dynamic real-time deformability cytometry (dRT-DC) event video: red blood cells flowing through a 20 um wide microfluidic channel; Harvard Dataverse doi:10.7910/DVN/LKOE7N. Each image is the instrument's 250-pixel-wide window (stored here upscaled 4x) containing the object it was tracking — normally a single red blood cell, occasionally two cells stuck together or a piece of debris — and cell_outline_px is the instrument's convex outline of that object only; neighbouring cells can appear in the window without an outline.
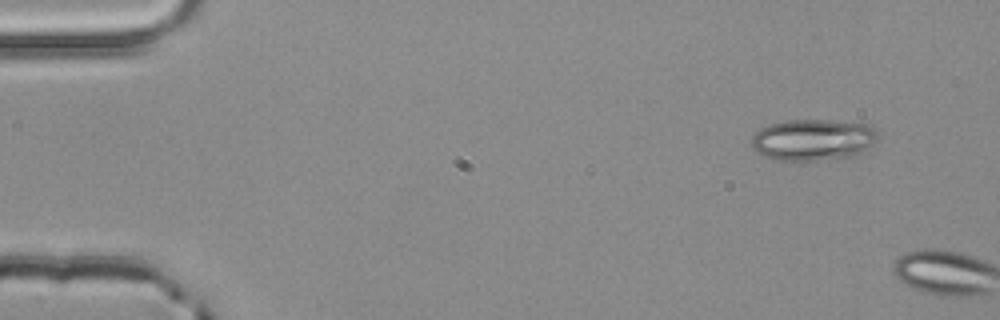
{"species": "common noctule bat (a hibernating species)", "species_latin": "Nyctalus noctula", "temperature_condition": "room temperature", "stored_images_in_passage": 4, "camera_frame_rate_fps": 3000, "um_per_image_px": 0.085, "animal": {"sex": "male", "body_mass_g": 20.4}, "frame": {"image": 1, "passage_image": 1, "time_ms": 0.0, "image_size_px": [1000, 320], "cell_outline_px": [[880, 136], [868, 148], [852, 160], [780, 160], [760, 156], [752, 148], [752, 136], [760, 128], [772, 124], [788, 120], [828, 120], [872, 124], [876, 128]], "centroid_in_image_um": [69.19, 11.91], "position_along_channel_um": 15.8, "area_um2": 31.39}}